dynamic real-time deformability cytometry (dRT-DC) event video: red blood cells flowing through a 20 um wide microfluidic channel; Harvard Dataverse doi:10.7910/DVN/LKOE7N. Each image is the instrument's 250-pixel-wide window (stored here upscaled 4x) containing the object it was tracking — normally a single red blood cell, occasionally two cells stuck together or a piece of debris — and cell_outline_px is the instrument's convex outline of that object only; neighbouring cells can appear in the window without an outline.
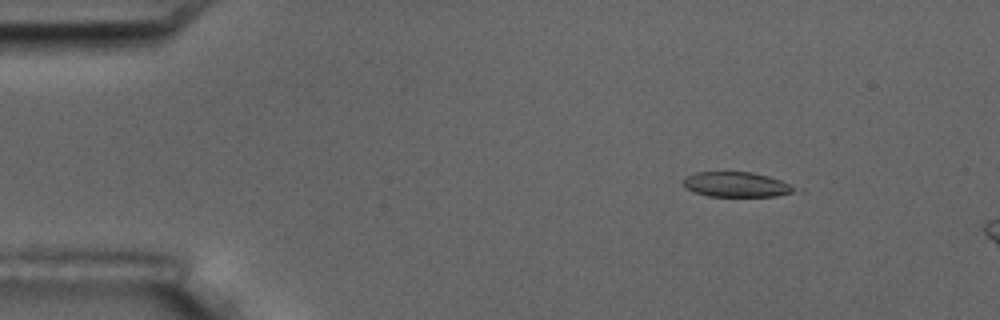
{"species": "common noctule bat (a hibernating species)", "species_latin": "Nyctalus noctula", "temperature_condition": "room temperature", "stored_images_in_passage": 3, "camera_frame_rate_fps": 3000, "um_per_image_px": 0.085, "animal": {"sex": "male", "body_mass_g": 17.5, "forearm_length_mm": 52.3}, "frame": {"image": 1, "passage_image": 2, "time_ms": 1.0, "image_size_px": [1000, 320], "cell_outline_px": [[804, 192], [776, 196], [708, 196], [684, 188], [684, 176], [696, 172], [752, 172], [768, 176], [804, 188]], "centroid_in_image_um": [62.74, 15.69], "position_along_channel_um": 22.3, "area_um2": 16.7}}